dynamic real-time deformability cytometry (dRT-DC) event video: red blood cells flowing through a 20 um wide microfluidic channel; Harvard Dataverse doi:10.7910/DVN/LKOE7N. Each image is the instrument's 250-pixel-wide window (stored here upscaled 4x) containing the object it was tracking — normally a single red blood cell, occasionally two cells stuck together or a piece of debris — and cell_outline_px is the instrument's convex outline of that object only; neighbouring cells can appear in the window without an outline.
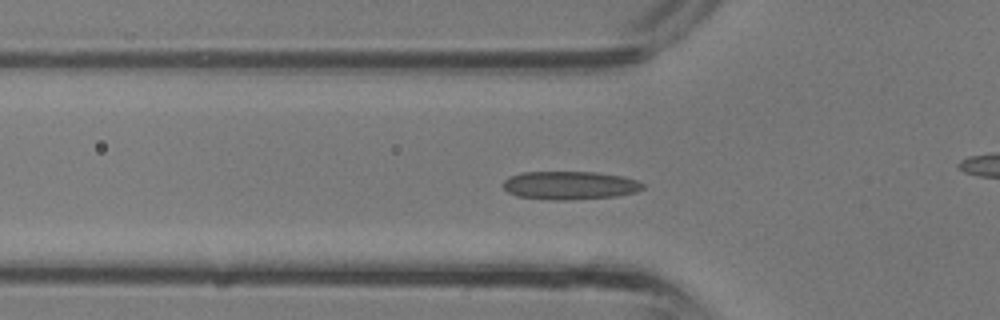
{"species": "common noctule bat (a hibernating species)", "species_latin": "Nyctalus noctula", "temperature_condition": "room temperature", "stored_images_in_passage": 31, "camera_frame_rate_fps": 3000, "um_per_image_px": 0.085, "animal": {"sex": "male", "body_mass_g": 13.3}, "frame": {"image": 1, "passage_image": 11, "time_ms": 3.333, "image_size_px": [1000, 320], "cell_outline_px": [[644, 188], [636, 192], [616, 196], [568, 200], [552, 200], [516, 196], [508, 192], [504, 188], [504, 180], [508, 176], [524, 172], [596, 172], [624, 176], [636, 180], [644, 184]], "centroid_in_image_um": [48.44, 15.75], "position_along_channel_um": 77.4, "area_um2": 23.12}}
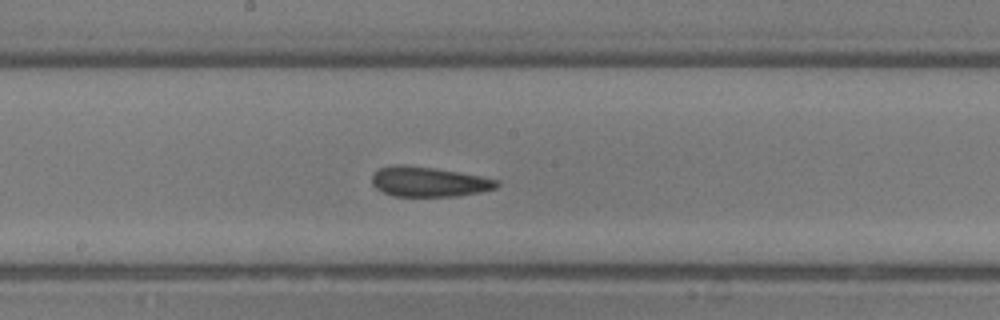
{"frame": {"image": 2, "passage_image": 18, "time_ms": 5.667, "image_size_px": [1000, 320], "cell_outline_px": [[500, 184], [496, 188], [480, 192], [456, 196], [392, 196], [376, 188], [372, 184], [372, 176], [380, 168], [392, 164], [400, 164], [436, 168], [480, 176], [500, 180]], "centroid_in_image_um": [36.45, 15.44], "position_along_channel_um": 211.7, "area_um2": 21.79}}
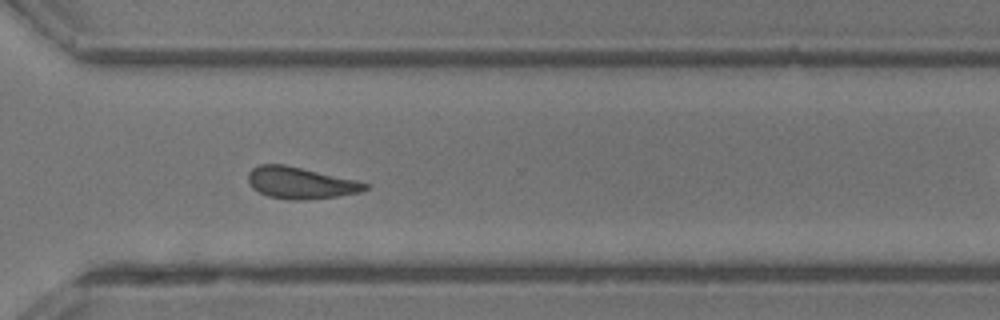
{"frame": {"image": 3, "passage_image": 25, "time_ms": 8.0, "image_size_px": [1000, 320], "cell_outline_px": [[368, 188], [360, 192], [336, 196], [304, 200], [288, 200], [268, 196], [252, 188], [248, 184], [248, 172], [252, 168], [260, 164], [284, 164], [356, 180], [368, 184]], "centroid_in_image_um": [25.5, 15.54], "position_along_channel_um": 345.1, "area_um2": 21.5}}